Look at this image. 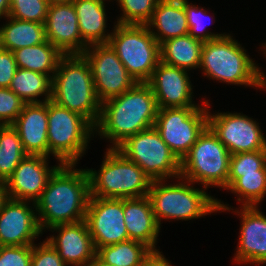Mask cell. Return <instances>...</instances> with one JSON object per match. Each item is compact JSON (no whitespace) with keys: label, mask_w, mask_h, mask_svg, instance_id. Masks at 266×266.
Instances as JSON below:
<instances>
[{"label":"cell","mask_w":266,"mask_h":266,"mask_svg":"<svg viewBox=\"0 0 266 266\" xmlns=\"http://www.w3.org/2000/svg\"><path fill=\"white\" fill-rule=\"evenodd\" d=\"M158 104L151 86L137 82L132 88L101 105L95 135L117 148L128 137L154 127Z\"/></svg>","instance_id":"cell-1"},{"label":"cell","mask_w":266,"mask_h":266,"mask_svg":"<svg viewBox=\"0 0 266 266\" xmlns=\"http://www.w3.org/2000/svg\"><path fill=\"white\" fill-rule=\"evenodd\" d=\"M61 164L50 176L41 197L35 202L39 227L46 229L85 219L90 198L86 169ZM76 168V169H75Z\"/></svg>","instance_id":"cell-2"},{"label":"cell","mask_w":266,"mask_h":266,"mask_svg":"<svg viewBox=\"0 0 266 266\" xmlns=\"http://www.w3.org/2000/svg\"><path fill=\"white\" fill-rule=\"evenodd\" d=\"M249 56L242 44L227 33L204 42L199 70L209 80L266 91V75Z\"/></svg>","instance_id":"cell-3"},{"label":"cell","mask_w":266,"mask_h":266,"mask_svg":"<svg viewBox=\"0 0 266 266\" xmlns=\"http://www.w3.org/2000/svg\"><path fill=\"white\" fill-rule=\"evenodd\" d=\"M51 101L97 125L102 103L96 95L90 65L82 54L64 55L59 60L52 78Z\"/></svg>","instance_id":"cell-4"},{"label":"cell","mask_w":266,"mask_h":266,"mask_svg":"<svg viewBox=\"0 0 266 266\" xmlns=\"http://www.w3.org/2000/svg\"><path fill=\"white\" fill-rule=\"evenodd\" d=\"M171 180H154L148 192L155 219L161 221H189L217 213V198L207 193V188L178 177ZM173 181V183H172ZM177 181V182H176ZM168 182V183H167Z\"/></svg>","instance_id":"cell-5"},{"label":"cell","mask_w":266,"mask_h":266,"mask_svg":"<svg viewBox=\"0 0 266 266\" xmlns=\"http://www.w3.org/2000/svg\"><path fill=\"white\" fill-rule=\"evenodd\" d=\"M100 169L85 168L90 196L128 199L148 196L152 179L116 148L105 149Z\"/></svg>","instance_id":"cell-6"},{"label":"cell","mask_w":266,"mask_h":266,"mask_svg":"<svg viewBox=\"0 0 266 266\" xmlns=\"http://www.w3.org/2000/svg\"><path fill=\"white\" fill-rule=\"evenodd\" d=\"M94 136L95 127L85 117L48 101L49 158L54 156L61 164H78Z\"/></svg>","instance_id":"cell-7"},{"label":"cell","mask_w":266,"mask_h":266,"mask_svg":"<svg viewBox=\"0 0 266 266\" xmlns=\"http://www.w3.org/2000/svg\"><path fill=\"white\" fill-rule=\"evenodd\" d=\"M230 152L207 126L180 161V177L202 187L227 190Z\"/></svg>","instance_id":"cell-8"},{"label":"cell","mask_w":266,"mask_h":266,"mask_svg":"<svg viewBox=\"0 0 266 266\" xmlns=\"http://www.w3.org/2000/svg\"><path fill=\"white\" fill-rule=\"evenodd\" d=\"M108 44L136 82H148L160 61V45L147 25L114 22Z\"/></svg>","instance_id":"cell-9"},{"label":"cell","mask_w":266,"mask_h":266,"mask_svg":"<svg viewBox=\"0 0 266 266\" xmlns=\"http://www.w3.org/2000/svg\"><path fill=\"white\" fill-rule=\"evenodd\" d=\"M116 149L136 163L153 181L180 177V160L155 127L128 137Z\"/></svg>","instance_id":"cell-10"},{"label":"cell","mask_w":266,"mask_h":266,"mask_svg":"<svg viewBox=\"0 0 266 266\" xmlns=\"http://www.w3.org/2000/svg\"><path fill=\"white\" fill-rule=\"evenodd\" d=\"M208 126V100L198 107L159 108L154 127L181 161Z\"/></svg>","instance_id":"cell-11"},{"label":"cell","mask_w":266,"mask_h":266,"mask_svg":"<svg viewBox=\"0 0 266 266\" xmlns=\"http://www.w3.org/2000/svg\"><path fill=\"white\" fill-rule=\"evenodd\" d=\"M82 55L90 65L101 103L121 95L137 83L109 44L90 45Z\"/></svg>","instance_id":"cell-12"},{"label":"cell","mask_w":266,"mask_h":266,"mask_svg":"<svg viewBox=\"0 0 266 266\" xmlns=\"http://www.w3.org/2000/svg\"><path fill=\"white\" fill-rule=\"evenodd\" d=\"M208 126L226 146L231 155L266 150V135L259 126V122L246 114L232 112L209 111Z\"/></svg>","instance_id":"cell-13"},{"label":"cell","mask_w":266,"mask_h":266,"mask_svg":"<svg viewBox=\"0 0 266 266\" xmlns=\"http://www.w3.org/2000/svg\"><path fill=\"white\" fill-rule=\"evenodd\" d=\"M223 202L217 199L218 213L232 211L241 219L239 242L232 262L263 266L266 264V215L260 210V206H240L233 209V206Z\"/></svg>","instance_id":"cell-14"},{"label":"cell","mask_w":266,"mask_h":266,"mask_svg":"<svg viewBox=\"0 0 266 266\" xmlns=\"http://www.w3.org/2000/svg\"><path fill=\"white\" fill-rule=\"evenodd\" d=\"M85 220L96 251L129 239L124 222V199L90 196Z\"/></svg>","instance_id":"cell-15"},{"label":"cell","mask_w":266,"mask_h":266,"mask_svg":"<svg viewBox=\"0 0 266 266\" xmlns=\"http://www.w3.org/2000/svg\"><path fill=\"white\" fill-rule=\"evenodd\" d=\"M43 234L34 202L9 198L4 203L0 211V246L34 245Z\"/></svg>","instance_id":"cell-16"},{"label":"cell","mask_w":266,"mask_h":266,"mask_svg":"<svg viewBox=\"0 0 266 266\" xmlns=\"http://www.w3.org/2000/svg\"><path fill=\"white\" fill-rule=\"evenodd\" d=\"M50 158L41 155H27L6 180L7 194L10 199L36 202L50 176L61 165L49 166Z\"/></svg>","instance_id":"cell-17"},{"label":"cell","mask_w":266,"mask_h":266,"mask_svg":"<svg viewBox=\"0 0 266 266\" xmlns=\"http://www.w3.org/2000/svg\"><path fill=\"white\" fill-rule=\"evenodd\" d=\"M188 70L159 61L147 82L155 95L159 108L198 107L194 103V89Z\"/></svg>","instance_id":"cell-18"},{"label":"cell","mask_w":266,"mask_h":266,"mask_svg":"<svg viewBox=\"0 0 266 266\" xmlns=\"http://www.w3.org/2000/svg\"><path fill=\"white\" fill-rule=\"evenodd\" d=\"M52 232L45 239L58 252L67 266H87L96 256L86 220L59 224L48 229ZM54 232L57 234L55 235Z\"/></svg>","instance_id":"cell-19"},{"label":"cell","mask_w":266,"mask_h":266,"mask_svg":"<svg viewBox=\"0 0 266 266\" xmlns=\"http://www.w3.org/2000/svg\"><path fill=\"white\" fill-rule=\"evenodd\" d=\"M45 35L64 55L83 54L88 45L82 40L73 3L49 4L45 21Z\"/></svg>","instance_id":"cell-20"},{"label":"cell","mask_w":266,"mask_h":266,"mask_svg":"<svg viewBox=\"0 0 266 266\" xmlns=\"http://www.w3.org/2000/svg\"><path fill=\"white\" fill-rule=\"evenodd\" d=\"M12 126L18 132L27 155L49 157L47 138L48 101L25 103Z\"/></svg>","instance_id":"cell-21"},{"label":"cell","mask_w":266,"mask_h":266,"mask_svg":"<svg viewBox=\"0 0 266 266\" xmlns=\"http://www.w3.org/2000/svg\"><path fill=\"white\" fill-rule=\"evenodd\" d=\"M124 222L130 240L144 243L152 251L160 250L156 245L161 227L148 196L124 199Z\"/></svg>","instance_id":"cell-22"},{"label":"cell","mask_w":266,"mask_h":266,"mask_svg":"<svg viewBox=\"0 0 266 266\" xmlns=\"http://www.w3.org/2000/svg\"><path fill=\"white\" fill-rule=\"evenodd\" d=\"M146 25L159 45L169 39L189 34L184 0H159Z\"/></svg>","instance_id":"cell-23"},{"label":"cell","mask_w":266,"mask_h":266,"mask_svg":"<svg viewBox=\"0 0 266 266\" xmlns=\"http://www.w3.org/2000/svg\"><path fill=\"white\" fill-rule=\"evenodd\" d=\"M78 17L82 40L88 45L108 44L113 29H106V0H70ZM108 31V32H107Z\"/></svg>","instance_id":"cell-24"},{"label":"cell","mask_w":266,"mask_h":266,"mask_svg":"<svg viewBox=\"0 0 266 266\" xmlns=\"http://www.w3.org/2000/svg\"><path fill=\"white\" fill-rule=\"evenodd\" d=\"M0 25V48L18 50L46 41L45 25L38 22L24 21L10 16Z\"/></svg>","instance_id":"cell-25"},{"label":"cell","mask_w":266,"mask_h":266,"mask_svg":"<svg viewBox=\"0 0 266 266\" xmlns=\"http://www.w3.org/2000/svg\"><path fill=\"white\" fill-rule=\"evenodd\" d=\"M203 44L189 34L169 39L160 45V61L188 71L198 70Z\"/></svg>","instance_id":"cell-26"},{"label":"cell","mask_w":266,"mask_h":266,"mask_svg":"<svg viewBox=\"0 0 266 266\" xmlns=\"http://www.w3.org/2000/svg\"><path fill=\"white\" fill-rule=\"evenodd\" d=\"M17 67L48 75L51 79L64 54L48 40L12 51Z\"/></svg>","instance_id":"cell-27"},{"label":"cell","mask_w":266,"mask_h":266,"mask_svg":"<svg viewBox=\"0 0 266 266\" xmlns=\"http://www.w3.org/2000/svg\"><path fill=\"white\" fill-rule=\"evenodd\" d=\"M9 88L25 103L46 102L52 97V79L48 75L22 68L17 69Z\"/></svg>","instance_id":"cell-28"},{"label":"cell","mask_w":266,"mask_h":266,"mask_svg":"<svg viewBox=\"0 0 266 266\" xmlns=\"http://www.w3.org/2000/svg\"><path fill=\"white\" fill-rule=\"evenodd\" d=\"M152 250L144 243L126 240L117 244L100 247L96 255L112 266H141Z\"/></svg>","instance_id":"cell-29"},{"label":"cell","mask_w":266,"mask_h":266,"mask_svg":"<svg viewBox=\"0 0 266 266\" xmlns=\"http://www.w3.org/2000/svg\"><path fill=\"white\" fill-rule=\"evenodd\" d=\"M26 156L16 129L12 125H0V181L6 182Z\"/></svg>","instance_id":"cell-30"},{"label":"cell","mask_w":266,"mask_h":266,"mask_svg":"<svg viewBox=\"0 0 266 266\" xmlns=\"http://www.w3.org/2000/svg\"><path fill=\"white\" fill-rule=\"evenodd\" d=\"M227 191L235 194L240 206H258L266 196V170L241 174ZM238 195V196H237Z\"/></svg>","instance_id":"cell-31"},{"label":"cell","mask_w":266,"mask_h":266,"mask_svg":"<svg viewBox=\"0 0 266 266\" xmlns=\"http://www.w3.org/2000/svg\"><path fill=\"white\" fill-rule=\"evenodd\" d=\"M257 170H266V150L231 155L227 189L241 177V174L257 173Z\"/></svg>","instance_id":"cell-32"},{"label":"cell","mask_w":266,"mask_h":266,"mask_svg":"<svg viewBox=\"0 0 266 266\" xmlns=\"http://www.w3.org/2000/svg\"><path fill=\"white\" fill-rule=\"evenodd\" d=\"M121 14L115 21L119 24L146 25L159 0H116Z\"/></svg>","instance_id":"cell-33"},{"label":"cell","mask_w":266,"mask_h":266,"mask_svg":"<svg viewBox=\"0 0 266 266\" xmlns=\"http://www.w3.org/2000/svg\"><path fill=\"white\" fill-rule=\"evenodd\" d=\"M184 9L187 16V22L189 27V35L192 36L194 39L200 40L202 42H207L209 40H213L216 38L224 37L227 33H213L206 31L207 26H205V20L207 16L211 17V22L216 19L212 18L213 16L207 15L209 12L205 10V7H200L199 5L189 3L188 0H184ZM205 17V20H204ZM209 20V21H210ZM205 21V22H204ZM210 23V22H209ZM208 23V24H209ZM205 24V25H204ZM211 24V23H210Z\"/></svg>","instance_id":"cell-34"},{"label":"cell","mask_w":266,"mask_h":266,"mask_svg":"<svg viewBox=\"0 0 266 266\" xmlns=\"http://www.w3.org/2000/svg\"><path fill=\"white\" fill-rule=\"evenodd\" d=\"M48 7L45 0H10L9 16L45 24Z\"/></svg>","instance_id":"cell-35"},{"label":"cell","mask_w":266,"mask_h":266,"mask_svg":"<svg viewBox=\"0 0 266 266\" xmlns=\"http://www.w3.org/2000/svg\"><path fill=\"white\" fill-rule=\"evenodd\" d=\"M24 105L25 102L10 88H0V125H12Z\"/></svg>","instance_id":"cell-36"},{"label":"cell","mask_w":266,"mask_h":266,"mask_svg":"<svg viewBox=\"0 0 266 266\" xmlns=\"http://www.w3.org/2000/svg\"><path fill=\"white\" fill-rule=\"evenodd\" d=\"M32 245L0 246V266H31Z\"/></svg>","instance_id":"cell-37"},{"label":"cell","mask_w":266,"mask_h":266,"mask_svg":"<svg viewBox=\"0 0 266 266\" xmlns=\"http://www.w3.org/2000/svg\"><path fill=\"white\" fill-rule=\"evenodd\" d=\"M31 266H67L58 252L45 239L32 245Z\"/></svg>","instance_id":"cell-38"},{"label":"cell","mask_w":266,"mask_h":266,"mask_svg":"<svg viewBox=\"0 0 266 266\" xmlns=\"http://www.w3.org/2000/svg\"><path fill=\"white\" fill-rule=\"evenodd\" d=\"M17 69L13 52L0 48V88H9Z\"/></svg>","instance_id":"cell-39"},{"label":"cell","mask_w":266,"mask_h":266,"mask_svg":"<svg viewBox=\"0 0 266 266\" xmlns=\"http://www.w3.org/2000/svg\"><path fill=\"white\" fill-rule=\"evenodd\" d=\"M166 256L158 251H151L150 254L143 260L141 266H172Z\"/></svg>","instance_id":"cell-40"},{"label":"cell","mask_w":266,"mask_h":266,"mask_svg":"<svg viewBox=\"0 0 266 266\" xmlns=\"http://www.w3.org/2000/svg\"><path fill=\"white\" fill-rule=\"evenodd\" d=\"M10 0H0V20L9 16Z\"/></svg>","instance_id":"cell-41"},{"label":"cell","mask_w":266,"mask_h":266,"mask_svg":"<svg viewBox=\"0 0 266 266\" xmlns=\"http://www.w3.org/2000/svg\"><path fill=\"white\" fill-rule=\"evenodd\" d=\"M9 199L5 182L0 181V211L4 203Z\"/></svg>","instance_id":"cell-42"},{"label":"cell","mask_w":266,"mask_h":266,"mask_svg":"<svg viewBox=\"0 0 266 266\" xmlns=\"http://www.w3.org/2000/svg\"><path fill=\"white\" fill-rule=\"evenodd\" d=\"M87 266H112L110 264H107L103 262L97 255L94 257V259L87 265Z\"/></svg>","instance_id":"cell-43"},{"label":"cell","mask_w":266,"mask_h":266,"mask_svg":"<svg viewBox=\"0 0 266 266\" xmlns=\"http://www.w3.org/2000/svg\"><path fill=\"white\" fill-rule=\"evenodd\" d=\"M261 48V52H263L262 54H264L265 58H266V42L265 43H262V45H259Z\"/></svg>","instance_id":"cell-44"},{"label":"cell","mask_w":266,"mask_h":266,"mask_svg":"<svg viewBox=\"0 0 266 266\" xmlns=\"http://www.w3.org/2000/svg\"><path fill=\"white\" fill-rule=\"evenodd\" d=\"M48 4H52V3H59V2H65V1H69V0H45Z\"/></svg>","instance_id":"cell-45"}]
</instances>
